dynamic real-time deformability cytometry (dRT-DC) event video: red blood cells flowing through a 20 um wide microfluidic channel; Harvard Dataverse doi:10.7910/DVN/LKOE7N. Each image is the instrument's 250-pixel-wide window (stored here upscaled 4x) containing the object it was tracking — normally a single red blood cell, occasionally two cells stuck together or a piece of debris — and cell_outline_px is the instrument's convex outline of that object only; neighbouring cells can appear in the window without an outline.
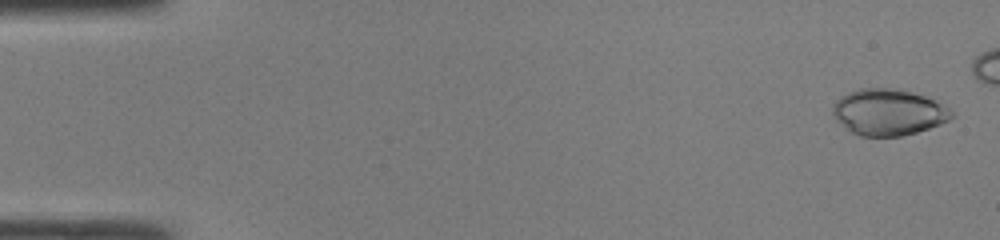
{"species": "common noctule bat (a hibernating species)", "species_latin": "Nyctalus noctula", "temperature_condition": "room temperature", "stored_images_in_passage": 40, "camera_frame_rate_fps": 3000, "um_per_image_px": 0.085, "animal": {"sex": "male", "body_mass_g": 19.0, "forearm_length_mm": 50.8}, "frame": {"image": 1, "passage_image": 2, "time_ms": 0.333, "image_size_px": [1000, 240], "cell_outline_px": [[956, 116], [940, 124], [916, 132], [900, 136], [860, 136], [852, 132], [836, 120], [832, 112], [832, 104], [840, 96], [848, 92], [860, 88], [896, 88], [924, 96], [948, 108]], "centroid_in_image_um": [75.47, 9.53], "position_along_channel_um": 9.5, "area_um2": 31.85}}
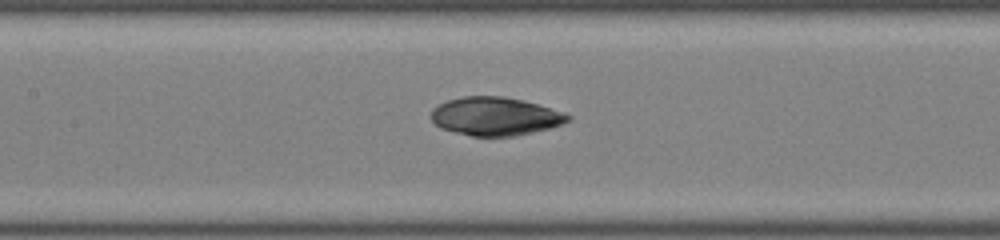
{"frame": {"image": 2, "passage_image": 23, "time_ms": 7.333, "image_size_px": [1000, 240], "cell_outline_px": [[572, 120], [548, 128], [516, 136], [472, 136], [440, 128], [432, 120], [432, 108], [448, 100], [464, 96], [504, 96], [536, 104], [564, 112], [572, 116]], "centroid_in_image_um": [42.1, 9.89], "position_along_channel_um": 165.3, "area_um2": 30.29}}
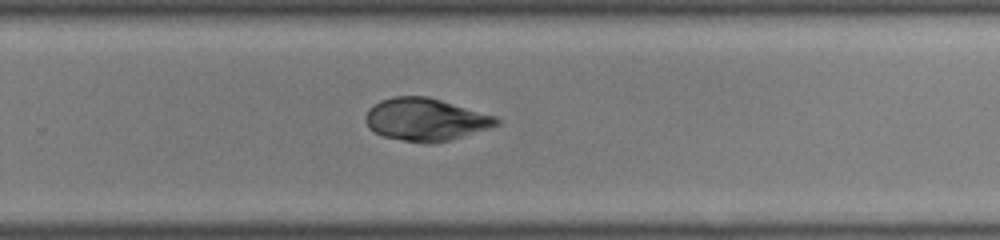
{"frame": {"image": 3, "passage_image": 32, "time_ms": 10.333, "image_size_px": [1000, 240], "cell_outline_px": [[500, 124], [448, 140], [432, 144], [424, 144], [384, 136], [372, 132], [368, 128], [364, 120], [364, 116], [368, 108], [380, 100], [392, 96], [428, 96], [496, 116], [500, 120]], "centroid_in_image_um": [36.11, 10.15], "position_along_channel_um": 293.7, "area_um2": 32.54}}